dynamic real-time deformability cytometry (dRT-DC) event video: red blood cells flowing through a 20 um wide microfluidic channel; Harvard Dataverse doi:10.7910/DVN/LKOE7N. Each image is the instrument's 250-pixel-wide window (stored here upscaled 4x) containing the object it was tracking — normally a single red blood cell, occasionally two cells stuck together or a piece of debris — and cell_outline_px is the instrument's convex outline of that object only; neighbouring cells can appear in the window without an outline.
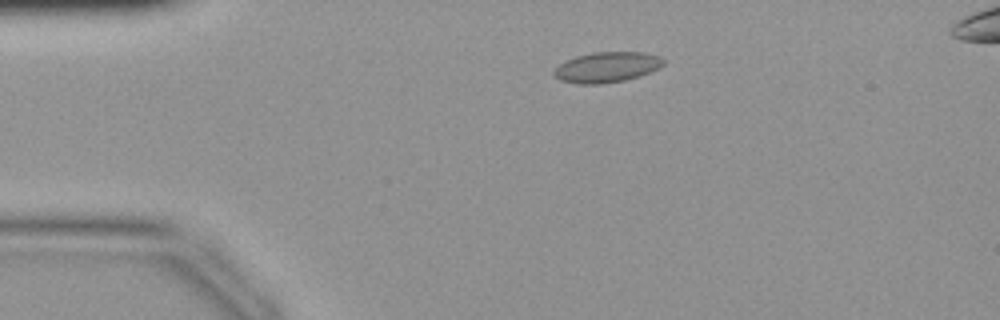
{"species": "common noctule bat (a hibernating species)", "species_latin": "Nyctalus noctula", "temperature_condition": "warm", "stored_images_in_passage": 38, "camera_frame_rate_fps": 3000, "um_per_image_px": 0.085, "animal": {"sex": "female", "body_mass_g": 19.9}, "frame": {"image": 1, "passage_image": 4, "time_ms": 1.0, "image_size_px": [1000, 320], "cell_outline_px": [[664, 64], [660, 68], [640, 76], [624, 80], [600, 84], [576, 84], [560, 80], [552, 76], [552, 72], [560, 64], [576, 56], [592, 52], [644, 52], [660, 56], [664, 60]], "centroid_in_image_um": [51.58, 5.71], "position_along_channel_um": 33.4, "area_um2": 19.54}}
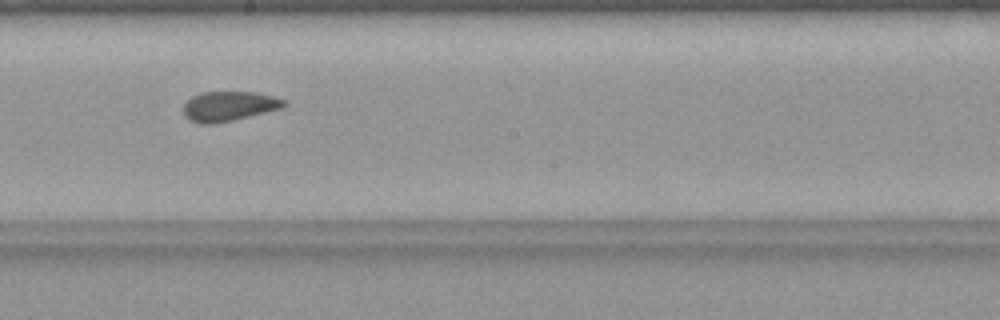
{"frame": {"image": 2, "passage_image": 19, "time_ms": 6.0, "image_size_px": [1000, 320], "cell_outline_px": [[288, 104], [284, 108], [216, 124], [200, 124], [188, 120], [184, 116], [184, 104], [192, 96], [200, 92], [252, 92], [272, 96], [284, 100]], "centroid_in_image_um": [19.44, 9.04], "position_along_channel_um": 228.8, "area_um2": 17.57}}
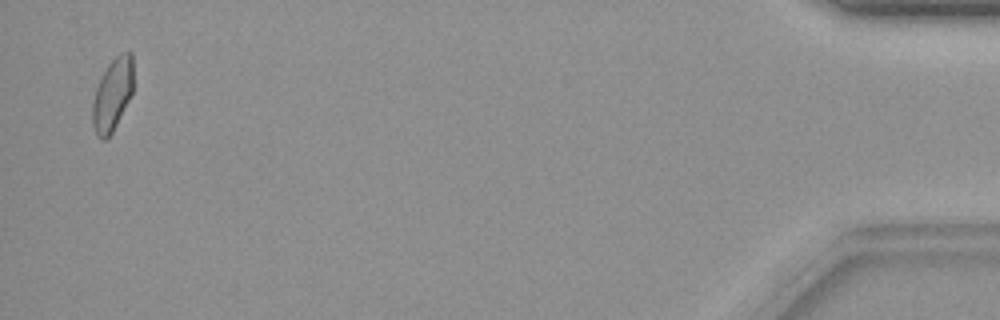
{"frame": {"image": 3, "passage_image": 37, "time_ms": 12.0, "image_size_px": [1000, 320], "cell_outline_px": [[132, 92], [112, 132], [104, 140], [100, 140], [96, 136], [92, 128], [92, 100], [96, 88], [108, 64], [120, 52], [132, 52]], "centroid_in_image_um": [9.52, 8.06], "position_along_channel_um": 425.7, "area_um2": 17.05}}